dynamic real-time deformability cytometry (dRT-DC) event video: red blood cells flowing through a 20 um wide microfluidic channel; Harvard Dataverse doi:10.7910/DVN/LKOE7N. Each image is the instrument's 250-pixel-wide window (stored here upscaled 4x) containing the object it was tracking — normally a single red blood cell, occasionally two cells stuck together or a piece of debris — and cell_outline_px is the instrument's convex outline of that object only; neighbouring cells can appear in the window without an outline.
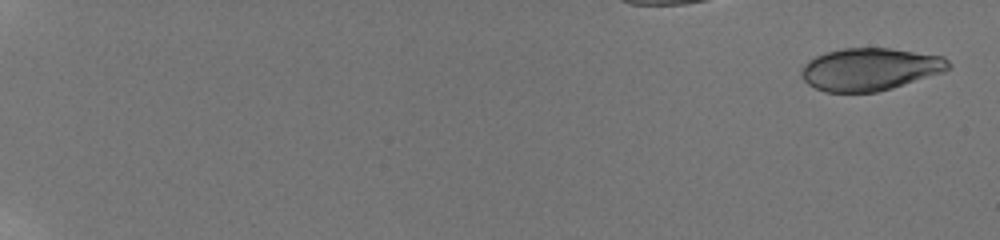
{"species": "human", "species_latin": "Homo sapiens", "temperature_condition": "room temperature", "stored_images_in_passage": 22, "camera_frame_rate_fps": 3000, "um_per_image_px": 0.085, "donor": {"sex": "male"}, "frame": {"image": 1, "passage_image": 1, "time_ms": 0.0, "image_size_px": [1000, 240], "cell_outline_px": [[952, 64], [944, 72], [892, 88], [876, 92], [824, 92], [808, 84], [804, 80], [800, 72], [804, 64], [808, 60], [816, 56], [828, 52], [844, 48], [892, 48], [944, 56]], "centroid_in_image_um": [73.96, 5.88], "position_along_channel_um": 11.0, "area_um2": 36.47}}
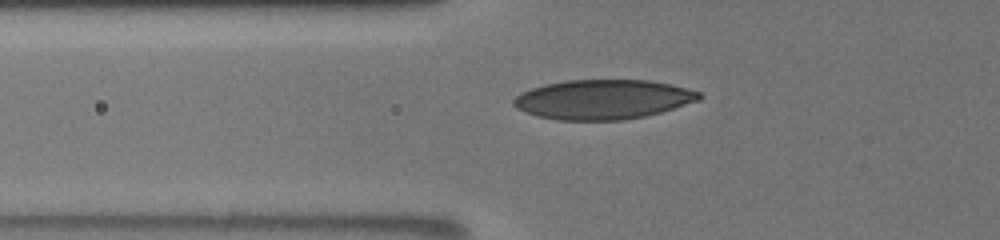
{"frame": {"image": 2, "passage_image": 18, "time_ms": 7.667, "image_size_px": [1000, 240], "cell_outline_px": [[704, 96], [700, 100], [660, 112], [644, 116], [624, 120], [556, 120], [536, 116], [524, 112], [516, 108], [512, 104], [512, 100], [520, 92], [544, 84], [564, 80], [648, 80], [672, 84], [688, 88], [700, 92]], "centroid_in_image_um": [51.23, 8.45], "position_along_channel_um": 74.6, "area_um2": 43.12}}
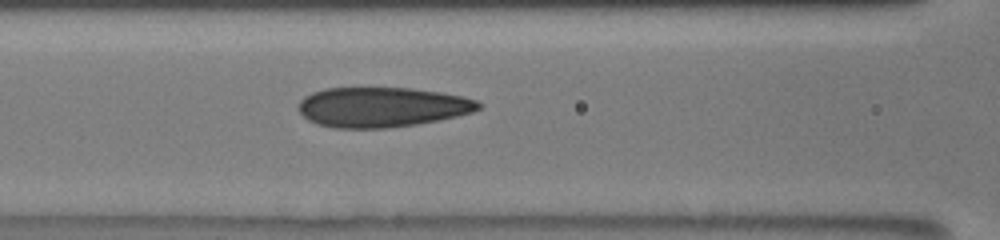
{"frame": {"image": 3, "passage_image": 22, "time_ms": 9.333, "image_size_px": [1000, 240], "cell_outline_px": [[484, 104], [480, 108], [472, 112], [456, 116], [416, 124], [388, 128], [332, 128], [316, 124], [308, 120], [296, 108], [300, 100], [304, 96], [312, 92], [324, 88], [412, 88], [440, 92], [460, 96], [476, 100]], "centroid_in_image_um": [32.42, 9.1], "position_along_channel_um": 134.2, "area_um2": 42.02}}